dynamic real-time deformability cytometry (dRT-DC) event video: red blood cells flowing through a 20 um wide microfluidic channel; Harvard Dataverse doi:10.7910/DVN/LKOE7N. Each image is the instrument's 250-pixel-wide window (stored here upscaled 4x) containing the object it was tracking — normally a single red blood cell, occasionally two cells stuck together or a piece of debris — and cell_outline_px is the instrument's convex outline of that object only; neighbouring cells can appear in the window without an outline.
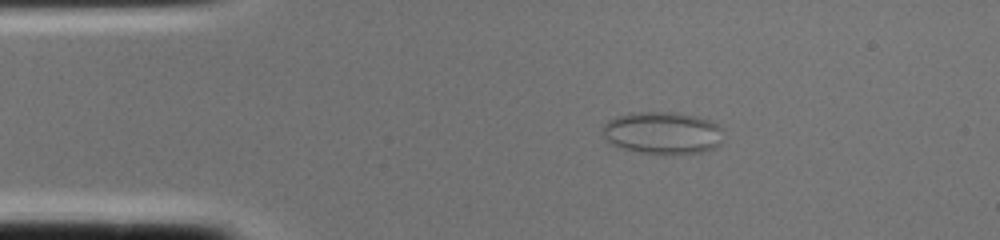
{"species": "common noctule bat (a hibernating species)", "species_latin": "Nyctalus noctula", "temperature_condition": "cold", "stored_images_in_passage": 1, "camera_frame_rate_fps": 3000, "um_per_image_px": 0.085, "animal": {"sex": "female", "body_mass_g": 22.0, "forearm_length_mm": 56.7}, "frame": {"image": 1, "passage_image": 1, "time_ms": 0.0, "image_size_px": [1000, 240], "cell_outline_px": [[724, 128], [720, 144], [716, 148], [704, 152], [668, 156], [664, 156], [640, 152], [620, 148], [612, 144], [604, 136], [604, 124], [608, 120], [616, 116], [628, 112], [676, 112], [696, 116], [708, 120]], "centroid_in_image_um": [56.36, 11.32], "position_along_channel_um": 28.6, "area_um2": 30.52}}